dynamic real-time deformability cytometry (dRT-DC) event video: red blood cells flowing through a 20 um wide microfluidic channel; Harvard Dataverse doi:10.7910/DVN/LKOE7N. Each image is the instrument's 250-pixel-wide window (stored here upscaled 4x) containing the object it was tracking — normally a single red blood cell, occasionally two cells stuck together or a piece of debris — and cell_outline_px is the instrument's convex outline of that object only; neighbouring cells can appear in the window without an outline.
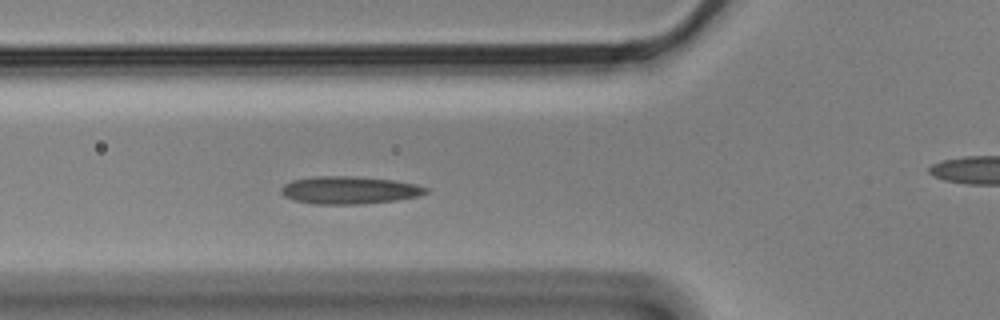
{"species": "Egyptian fruit bat (a non-hibernating species)", "species_latin": "Rousettus aegyptiacus", "temperature_condition": "cold", "stored_images_in_passage": 4, "segment_of_instrument_passage": [1, 2], "camera_frame_rate_fps": 3000, "um_per_image_px": 0.085, "animal": {"sex": "male"}, "frame": {"image": 1, "passage_image": 3, "time_ms": 0.667, "image_size_px": [1000, 320], "cell_outline_px": [[428, 192], [416, 196], [396, 200], [360, 204], [312, 204], [296, 200], [284, 196], [280, 192], [280, 188], [284, 184], [292, 180], [312, 176], [352, 176], [392, 180], [416, 184], [428, 188]], "centroid_in_image_um": [29.65, 16.16], "position_along_channel_um": 96.2, "area_um2": 23.24}}